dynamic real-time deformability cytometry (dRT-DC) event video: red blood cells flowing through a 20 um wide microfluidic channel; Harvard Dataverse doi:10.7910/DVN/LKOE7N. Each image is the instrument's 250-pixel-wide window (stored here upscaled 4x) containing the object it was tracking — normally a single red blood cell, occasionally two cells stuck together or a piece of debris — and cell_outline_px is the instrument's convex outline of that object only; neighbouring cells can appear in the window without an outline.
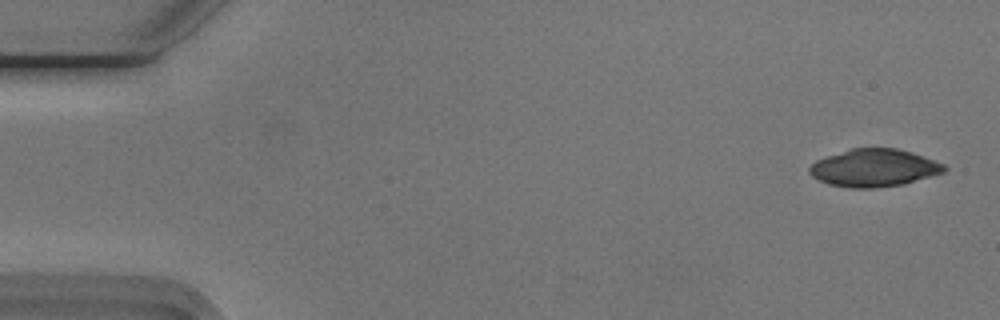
{"species": "Egyptian fruit bat (a non-hibernating species)", "species_latin": "Rousettus aegyptiacus", "temperature_condition": "cold", "stored_images_in_passage": 54, "camera_frame_rate_fps": 3000, "um_per_image_px": 0.085, "animal": {"sex": "male"}, "frame": {"image": 1, "passage_image": 2, "time_ms": 0.333, "image_size_px": [1000, 320], "cell_outline_px": [[948, 168], [944, 172], [932, 176], [904, 184], [876, 188], [848, 188], [828, 184], [812, 176], [808, 172], [808, 168], [816, 160], [852, 148], [896, 148], [912, 152], [944, 164]], "centroid_in_image_um": [74.3, 14.28], "position_along_channel_um": 10.7, "area_um2": 29.54}}